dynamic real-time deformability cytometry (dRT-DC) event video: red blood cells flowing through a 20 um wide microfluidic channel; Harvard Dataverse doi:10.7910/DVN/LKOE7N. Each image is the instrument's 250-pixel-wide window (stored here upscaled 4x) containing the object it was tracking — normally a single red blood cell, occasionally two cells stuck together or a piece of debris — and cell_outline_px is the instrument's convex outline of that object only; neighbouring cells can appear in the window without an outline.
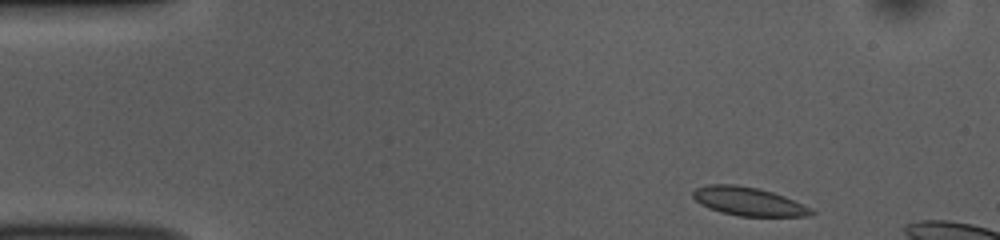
{"species": "common noctule bat (a hibernating species)", "species_latin": "Nyctalus noctula", "temperature_condition": "room temperature", "stored_images_in_passage": 43, "camera_frame_rate_fps": 3000, "um_per_image_px": 0.085, "animal": {"sex": "female", "body_mass_g": 10.0, "forearm_length_mm": 53.1}, "frame": {"image": 1, "passage_image": 1, "time_ms": 0.0, "image_size_px": [1000, 240], "cell_outline_px": [[816, 212], [808, 216], [740, 216], [720, 212], [708, 208], [700, 204], [692, 196], [692, 192], [696, 188], [708, 184], [732, 184], [756, 188], [772, 192], [784, 196], [812, 208]], "centroid_in_image_um": [63.6, 17.12], "position_along_channel_um": 21.4, "area_um2": 19.59}}
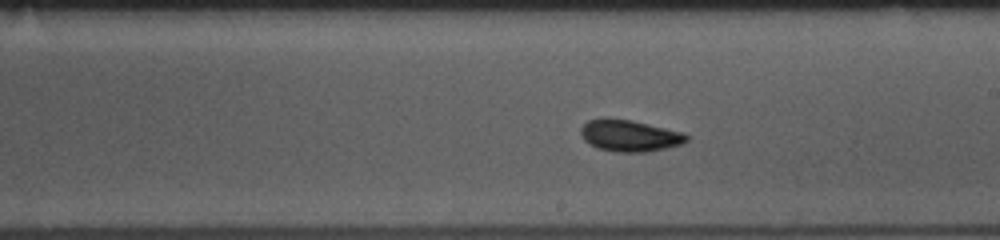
{"frame": {"image": 2, "passage_image": 24, "time_ms": 7.667, "image_size_px": [1000, 240], "cell_outline_px": [[688, 140], [680, 144], [648, 152], [616, 152], [596, 148], [584, 140], [580, 132], [580, 128], [588, 120], [628, 120], [684, 132], [688, 136]], "centroid_in_image_um": [53.52, 11.57], "position_along_channel_um": 235.5, "area_um2": 18.96}}
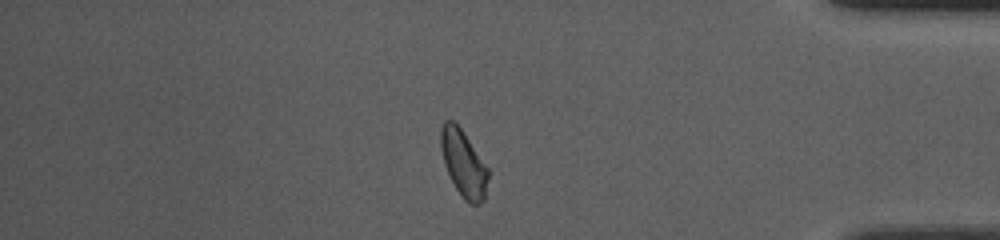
{"frame": {"image": 3, "passage_image": 39, "time_ms": 12.667, "image_size_px": [1000, 240], "cell_outline_px": [[488, 176], [484, 200], [480, 204], [468, 204], [464, 200], [456, 188], [444, 164], [440, 148], [440, 128], [444, 120], [452, 120], [460, 128], [488, 168]], "centroid_in_image_um": [39.38, 13.9], "position_along_channel_um": 395.8, "area_um2": 18.15}, "authors_computed_cell_mechanics": {"area_um2": 18.7272, "velocity_mm_per_s": 3.8244, "shape_relaxation_time_tau1_ms": 8.9159, "shape_relaxation_time_tau2_ms": 2.5192, "deformation_change_tau1": 0.1641, "deformation_change_tau2": 0.0572}}